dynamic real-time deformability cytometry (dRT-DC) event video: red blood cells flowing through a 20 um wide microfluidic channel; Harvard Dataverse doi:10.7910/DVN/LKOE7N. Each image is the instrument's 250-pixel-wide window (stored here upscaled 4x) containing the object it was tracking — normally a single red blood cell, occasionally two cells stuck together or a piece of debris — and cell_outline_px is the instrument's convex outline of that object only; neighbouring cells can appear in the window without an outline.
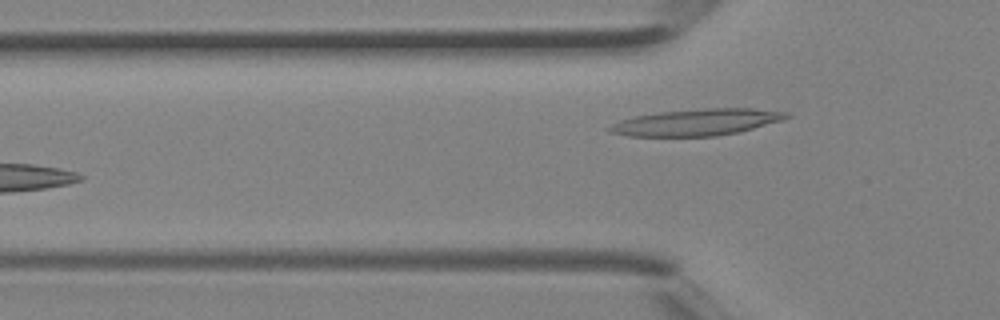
{"species": "Egyptian fruit bat (a non-hibernating species)", "species_latin": "Rousettus aegyptiacus", "temperature_condition": "room temperature", "stored_images_in_passage": 5, "camera_frame_rate_fps": 3000, "um_per_image_px": 0.085, "animal": {"sex": "female"}, "frame": {"image": 1, "passage_image": 4, "time_ms": 1.0, "image_size_px": [1000, 320], "cell_outline_px": [[792, 116], [784, 120], [736, 132], [716, 136], [628, 136], [608, 132], [604, 128], [620, 120], [636, 116], [660, 112], [704, 108], [752, 108], [792, 112]], "centroid_in_image_um": [59.23, 10.38], "position_along_channel_um": 66.6, "area_um2": 27.51}}
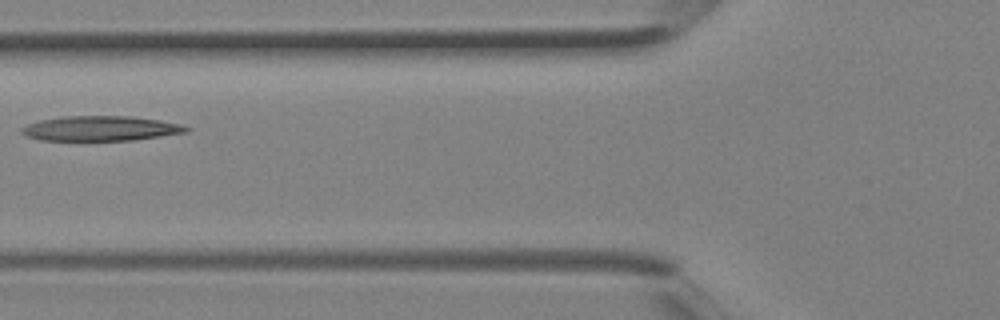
{"frame": {"image": 2, "passage_image": 5, "time_ms": 1.333, "image_size_px": [1000, 320], "cell_outline_px": [[192, 128], [188, 132], [132, 140], [40, 140], [28, 136], [20, 132], [20, 128], [28, 124], [40, 120], [60, 116], [132, 116], [160, 120], [180, 124]], "centroid_in_image_um": [8.56, 10.91], "position_along_channel_um": 117.2, "area_um2": 23.87}}